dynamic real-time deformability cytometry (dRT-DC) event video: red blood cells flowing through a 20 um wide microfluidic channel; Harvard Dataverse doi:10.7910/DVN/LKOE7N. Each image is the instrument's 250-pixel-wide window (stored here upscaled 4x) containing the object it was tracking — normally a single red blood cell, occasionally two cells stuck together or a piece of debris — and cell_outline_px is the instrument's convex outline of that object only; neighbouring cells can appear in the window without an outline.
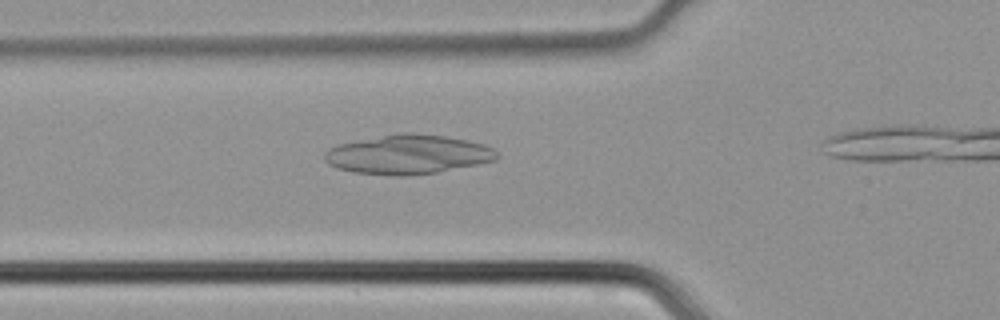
{"species": "common noctule bat (a hibernating species)", "species_latin": "Nyctalus noctula", "temperature_condition": "cold", "stored_images_in_passage": 10, "camera_frame_rate_fps": 3000, "um_per_image_px": 0.085, "animal": {"sex": "male", "body_mass_g": 21.5, "forearm_length_mm": 52.0}, "frame": {"image": 1, "passage_image": 6, "time_ms": 1.667, "image_size_px": [1000, 320], "cell_outline_px": [[500, 156], [496, 160], [436, 172], [404, 176], [392, 176], [356, 172], [336, 168], [328, 164], [324, 160], [324, 152], [328, 148], [336, 144], [400, 132], [412, 132], [444, 136], [468, 140], [484, 144], [492, 148]], "centroid_in_image_um": [34.64, 13.12], "position_along_channel_um": 91.2, "area_um2": 39.54}}
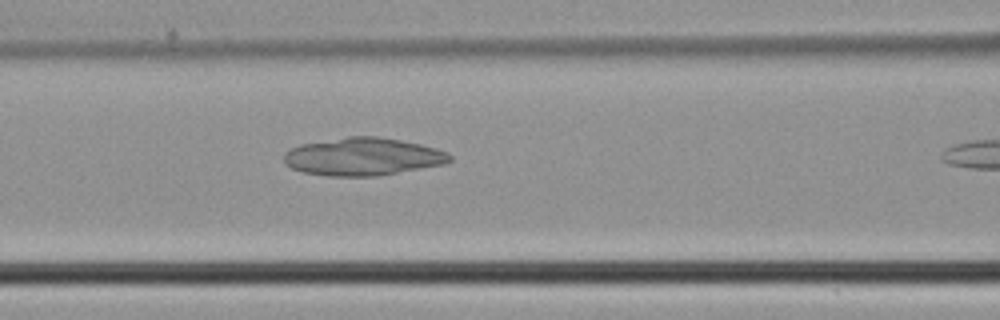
{"frame": {"image": 2, "passage_image": 9, "time_ms": 2.667, "image_size_px": [1000, 320], "cell_outline_px": [[452, 160], [444, 164], [376, 176], [328, 176], [304, 172], [292, 168], [284, 160], [284, 152], [300, 144], [348, 136], [376, 136], [400, 140], [420, 144], [436, 148], [448, 152], [452, 156]], "centroid_in_image_um": [30.86, 13.31], "position_along_channel_um": 135.7, "area_um2": 36.36}}